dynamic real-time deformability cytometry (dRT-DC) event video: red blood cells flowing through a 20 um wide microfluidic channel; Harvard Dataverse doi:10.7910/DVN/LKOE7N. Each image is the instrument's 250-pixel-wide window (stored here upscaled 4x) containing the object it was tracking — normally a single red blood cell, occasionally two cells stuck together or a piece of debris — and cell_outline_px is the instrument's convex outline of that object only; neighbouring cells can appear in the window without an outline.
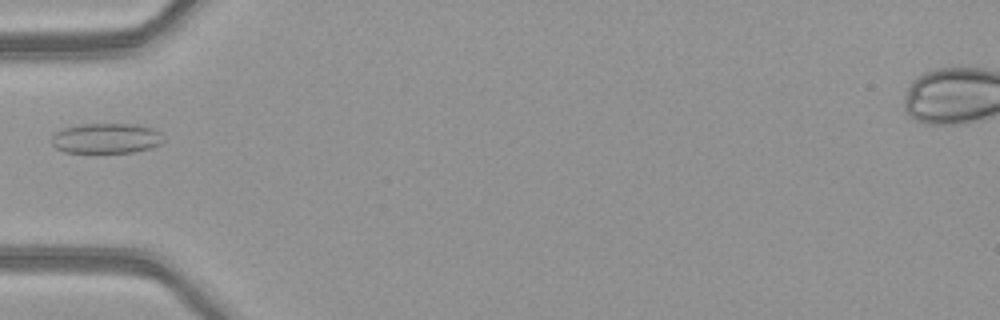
{"species": "common noctule bat (a hibernating species)", "species_latin": "Nyctalus noctula", "temperature_condition": "warm", "stored_images_in_passage": 6, "camera_frame_rate_fps": 3000, "um_per_image_px": 0.085, "animal": {"sex": "female", "body_mass_g": 21.9}, "frame": {"image": 1, "passage_image": 5, "time_ms": 1.333, "image_size_px": [1000, 320], "cell_outline_px": [[164, 140], [160, 144], [152, 148], [132, 152], [64, 152], [56, 148], [52, 144], [52, 136], [56, 132], [64, 128], [84, 124], [136, 124], [152, 128], [160, 132], [164, 136]], "centroid_in_image_um": [9.07, 11.76], "position_along_channel_um": 75.9, "area_um2": 19.65}}